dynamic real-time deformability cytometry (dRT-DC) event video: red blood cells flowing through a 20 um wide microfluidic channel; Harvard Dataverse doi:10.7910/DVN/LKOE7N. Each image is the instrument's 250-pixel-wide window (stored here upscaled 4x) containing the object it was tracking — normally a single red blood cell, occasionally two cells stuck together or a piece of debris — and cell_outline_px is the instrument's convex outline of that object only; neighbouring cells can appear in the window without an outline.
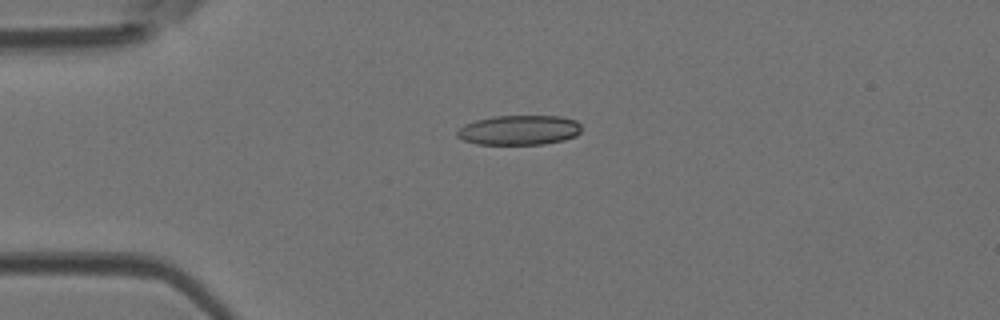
{"species": "Egyptian fruit bat (a non-hibernating species)", "species_latin": "Rousettus aegyptiacus", "temperature_condition": "room temperature", "stored_images_in_passage": 5, "camera_frame_rate_fps": 3000, "um_per_image_px": 0.085, "animal": {"sex": "female"}, "frame": {"image": 1, "passage_image": 3, "time_ms": 0.667, "image_size_px": [1000, 320], "cell_outline_px": [[580, 132], [576, 136], [564, 140], [544, 144], [476, 144], [464, 140], [456, 136], [456, 132], [464, 124], [476, 120], [492, 116], [560, 116], [576, 120], [580, 124]], "centroid_in_image_um": [44.13, 11.05], "position_along_channel_um": 40.9, "area_um2": 21.62}}
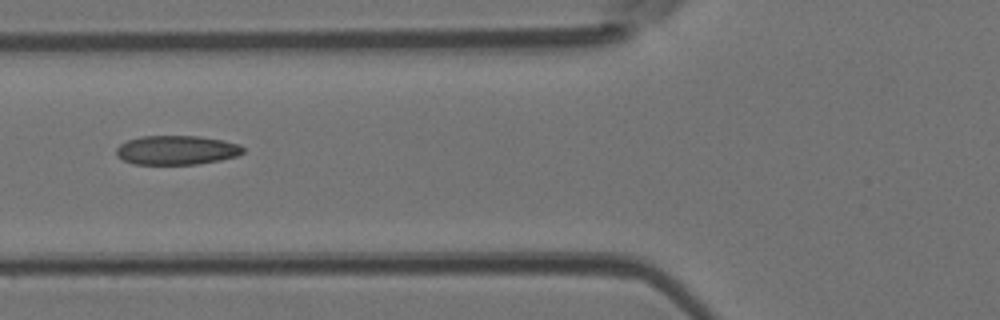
{"frame": {"image": 2, "passage_image": 5, "time_ms": 1.333, "image_size_px": [1000, 320], "cell_outline_px": [[244, 152], [236, 156], [220, 160], [196, 164], [132, 164], [116, 156], [116, 148], [120, 144], [128, 140], [140, 136], [200, 136], [224, 140], [240, 144], [244, 148]], "centroid_in_image_um": [15.01, 12.75], "position_along_channel_um": 110.8, "area_um2": 21.68}}